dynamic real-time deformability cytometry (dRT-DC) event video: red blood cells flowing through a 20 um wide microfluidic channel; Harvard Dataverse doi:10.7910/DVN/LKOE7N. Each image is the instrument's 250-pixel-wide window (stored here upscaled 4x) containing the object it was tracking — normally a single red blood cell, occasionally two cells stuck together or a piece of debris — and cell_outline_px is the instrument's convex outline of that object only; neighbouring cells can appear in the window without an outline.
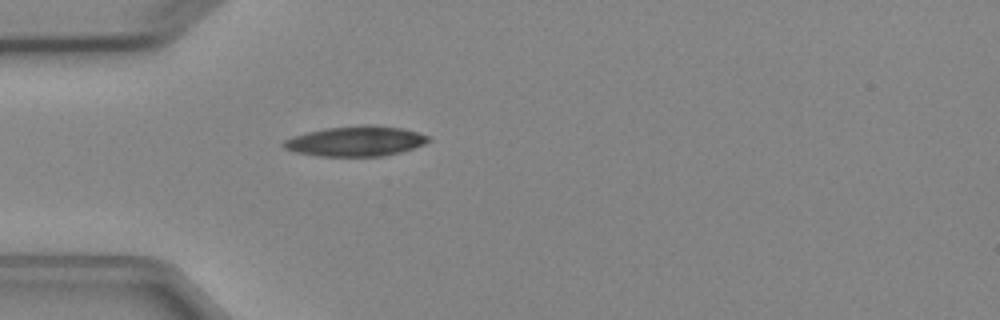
{"species": "Egyptian fruit bat (a non-hibernating species)", "species_latin": "Rousettus aegyptiacus", "temperature_condition": "cold", "stored_images_in_passage": 4, "camera_frame_rate_fps": 3000, "um_per_image_px": 0.085, "animal": {"sex": "female"}, "frame": {"image": 1, "passage_image": 4, "time_ms": 3.667, "image_size_px": [1000, 320], "cell_outline_px": [[432, 140], [424, 144], [400, 152], [384, 156], [320, 156], [296, 152], [284, 148], [280, 144], [284, 140], [308, 132], [324, 128], [364, 124], [368, 124], [400, 128], [416, 132], [428, 136]], "centroid_in_image_um": [30.23, 12.0], "position_along_channel_um": 54.8, "area_um2": 25.26}}